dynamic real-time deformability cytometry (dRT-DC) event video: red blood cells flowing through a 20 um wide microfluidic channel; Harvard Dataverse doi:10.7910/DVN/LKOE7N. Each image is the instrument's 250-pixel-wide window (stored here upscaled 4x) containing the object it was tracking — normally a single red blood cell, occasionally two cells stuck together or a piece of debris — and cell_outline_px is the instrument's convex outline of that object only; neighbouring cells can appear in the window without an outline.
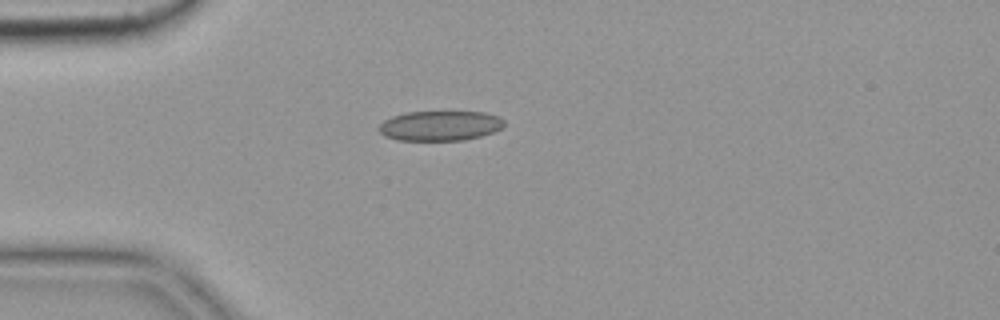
{"species": "common noctule bat (a hibernating species)", "species_latin": "Nyctalus noctula", "temperature_condition": "cold", "stored_images_in_passage": 7, "camera_frame_rate_fps": 3000, "um_per_image_px": 0.085, "animal": {"sex": "female", "body_mass_g": 19.9}, "frame": {"image": 1, "passage_image": 2, "time_ms": 0.333, "image_size_px": [1000, 320], "cell_outline_px": [[504, 124], [500, 128], [492, 132], [480, 136], [464, 140], [396, 140], [384, 136], [380, 132], [380, 124], [384, 120], [392, 116], [408, 112], [484, 112], [500, 116], [504, 120]], "centroid_in_image_um": [37.4, 10.68], "position_along_channel_um": 47.6, "area_um2": 21.73}}